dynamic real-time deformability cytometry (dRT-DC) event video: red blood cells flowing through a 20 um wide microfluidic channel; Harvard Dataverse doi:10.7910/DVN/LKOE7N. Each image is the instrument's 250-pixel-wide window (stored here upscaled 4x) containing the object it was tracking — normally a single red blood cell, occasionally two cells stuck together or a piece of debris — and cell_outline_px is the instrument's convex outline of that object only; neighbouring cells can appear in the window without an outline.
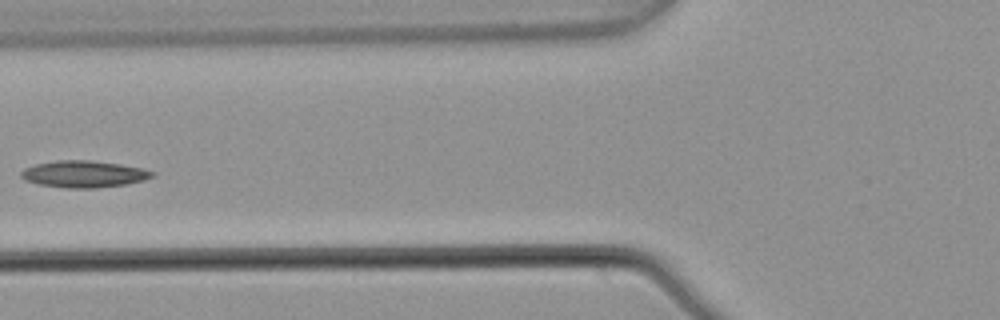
{"species": "common noctule bat (a hibernating species)", "species_latin": "Nyctalus noctula", "temperature_condition": "warm", "stored_images_in_passage": 6, "camera_frame_rate_fps": 3000, "um_per_image_px": 0.085, "animal": {"sex": "male", "body_mass_g": 21.5, "forearm_length_mm": 52.0}, "frame": {"image": 1, "passage_image": 6, "time_ms": 1.667, "image_size_px": [1000, 320], "cell_outline_px": [[156, 176], [144, 180], [124, 184], [96, 188], [64, 188], [40, 184], [24, 180], [20, 176], [20, 172], [24, 168], [36, 164], [56, 160], [92, 160], [120, 164], [144, 168], [156, 172]], "centroid_in_image_um": [7.15, 14.79], "position_along_channel_um": 118.7, "area_um2": 20.63}}